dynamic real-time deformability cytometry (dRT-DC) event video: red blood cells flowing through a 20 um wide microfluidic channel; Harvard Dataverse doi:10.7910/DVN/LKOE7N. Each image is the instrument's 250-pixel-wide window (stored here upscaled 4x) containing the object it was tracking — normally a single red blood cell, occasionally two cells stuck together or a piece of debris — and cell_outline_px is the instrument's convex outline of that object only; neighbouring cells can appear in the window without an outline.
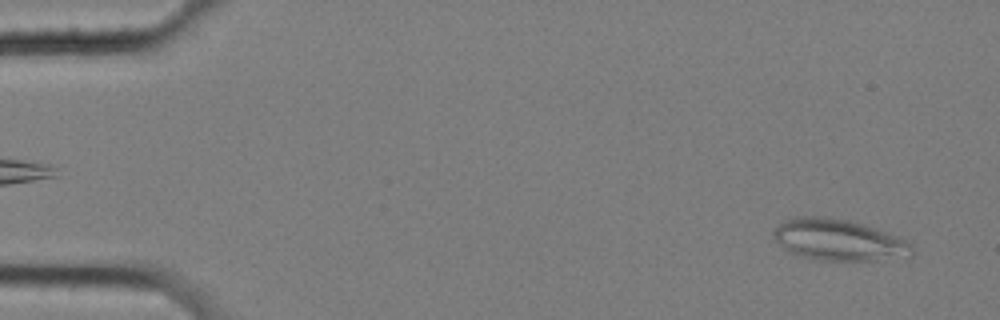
{"species": "common noctule bat (a hibernating species)", "species_latin": "Nyctalus noctula", "temperature_condition": "cold", "stored_images_in_passage": 57, "camera_frame_rate_fps": 3000, "um_per_image_px": 0.085, "animal": {"sex": "female", "body_mass_g": 25.1}, "frame": {"image": 1, "passage_image": 3, "time_ms": 0.667, "image_size_px": [1000, 320], "cell_outline_px": [[912, 252], [872, 260], [820, 260], [800, 256], [788, 252], [776, 240], [772, 232], [784, 220], [796, 216], [824, 216], [848, 220], [864, 224], [900, 236], [912, 248]], "centroid_in_image_um": [71.17, 20.36], "position_along_channel_um": 13.8, "area_um2": 32.66}}
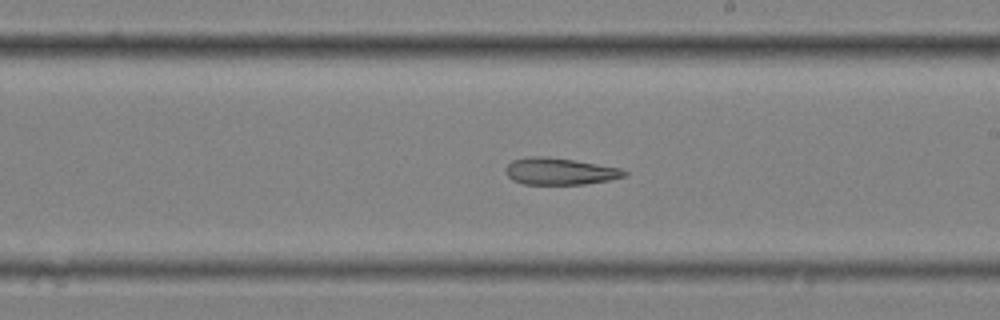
{"frame": {"image": 2, "passage_image": 33, "time_ms": 10.667, "image_size_px": [1000, 320], "cell_outline_px": [[628, 176], [608, 180], [584, 184], [524, 184], [512, 180], [504, 172], [504, 168], [512, 160], [528, 156], [544, 156], [572, 160], [620, 168], [628, 172]], "centroid_in_image_um": [47.54, 14.56], "position_along_channel_um": 241.5, "area_um2": 18.55}}
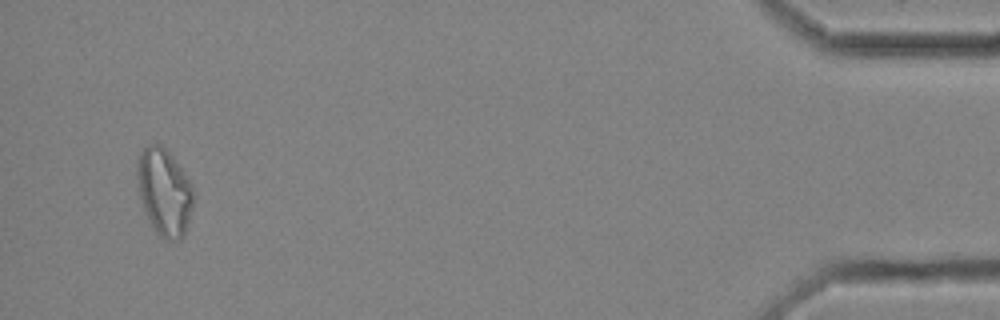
{"frame": {"image": 3, "passage_image": 55, "time_ms": 18.0, "image_size_px": [1000, 320], "cell_outline_px": [[192, 208], [184, 236], [180, 240], [164, 240], [156, 232], [148, 220], [140, 196], [136, 176], [136, 160], [140, 152], [148, 144], [160, 144], [172, 156], [192, 184]], "centroid_in_image_um": [13.94, 16.32], "position_along_channel_um": 421.3, "area_um2": 28.44}}